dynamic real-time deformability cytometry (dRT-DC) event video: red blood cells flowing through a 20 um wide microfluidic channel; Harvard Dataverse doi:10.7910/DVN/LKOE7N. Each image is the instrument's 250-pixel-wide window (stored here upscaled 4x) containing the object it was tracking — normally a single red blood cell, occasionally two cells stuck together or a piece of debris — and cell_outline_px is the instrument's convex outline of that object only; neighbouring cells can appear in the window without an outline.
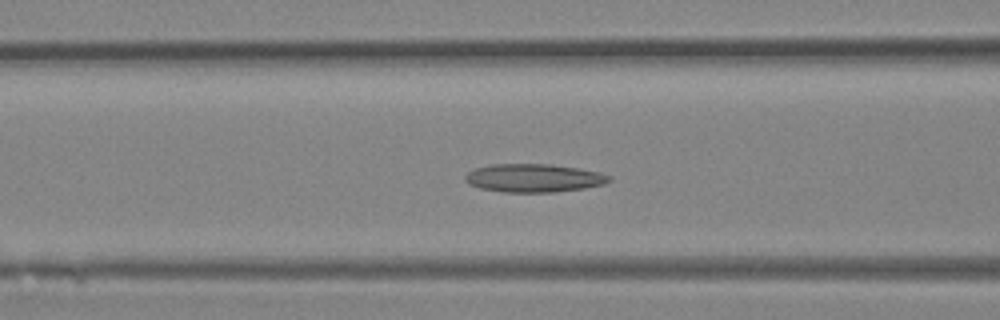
{"species": "Egyptian fruit bat (a non-hibernating species)", "species_latin": "Rousettus aegyptiacus", "temperature_condition": "room temperature", "stored_images_in_passage": 29, "camera_frame_rate_fps": 3000, "um_per_image_px": 0.085, "animal": {"sex": "female"}, "frame": {"image": 1, "passage_image": 9, "time_ms": 2.667, "image_size_px": [1000, 320], "cell_outline_px": [[612, 180], [604, 184], [584, 188], [556, 192], [504, 192], [480, 188], [468, 184], [464, 180], [464, 176], [468, 172], [476, 168], [492, 164], [548, 164], [576, 168], [600, 172], [612, 176]], "centroid_in_image_um": [45.37, 15.13], "position_along_channel_um": 121.2, "area_um2": 23.76}}
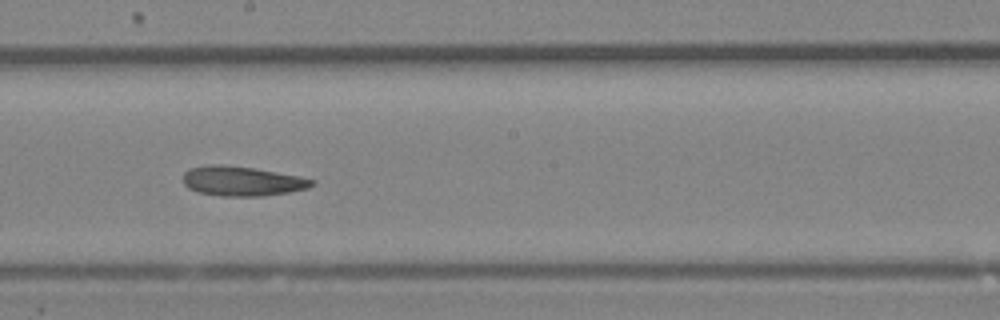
{"frame": {"image": 2, "passage_image": 15, "time_ms": 4.667, "image_size_px": [1000, 320], "cell_outline_px": [[316, 184], [308, 188], [288, 192], [260, 196], [220, 196], [196, 192], [188, 188], [184, 184], [184, 172], [188, 168], [208, 164], [220, 164], [256, 168], [300, 176], [316, 180]], "centroid_in_image_um": [20.57, 15.38], "position_along_channel_um": 227.6, "area_um2": 22.54}}
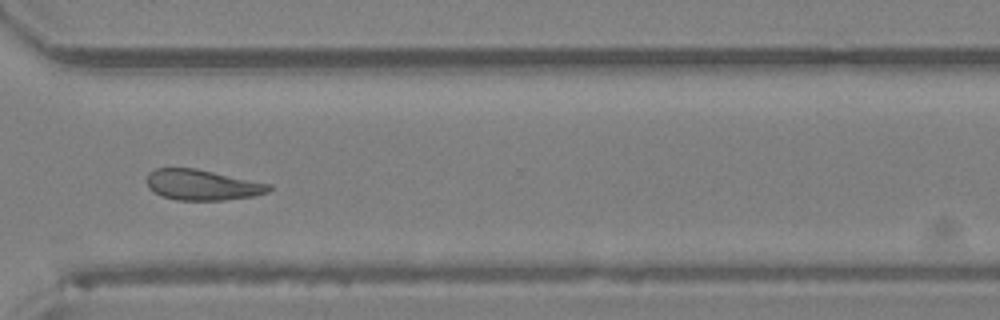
{"frame": {"image": 3, "passage_image": 22, "time_ms": 7.0, "image_size_px": [1000, 320], "cell_outline_px": [[272, 188], [268, 192], [252, 196], [224, 200], [176, 200], [160, 196], [148, 188], [148, 172], [156, 168], [196, 168], [272, 184]], "centroid_in_image_um": [17.19, 15.71], "position_along_channel_um": 353.4, "area_um2": 21.85}}